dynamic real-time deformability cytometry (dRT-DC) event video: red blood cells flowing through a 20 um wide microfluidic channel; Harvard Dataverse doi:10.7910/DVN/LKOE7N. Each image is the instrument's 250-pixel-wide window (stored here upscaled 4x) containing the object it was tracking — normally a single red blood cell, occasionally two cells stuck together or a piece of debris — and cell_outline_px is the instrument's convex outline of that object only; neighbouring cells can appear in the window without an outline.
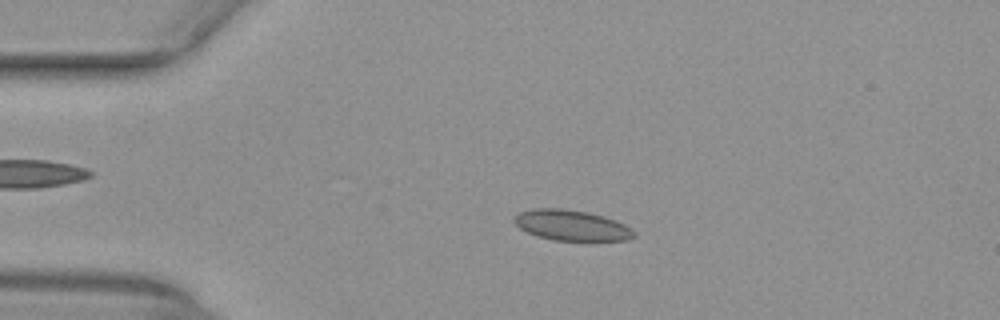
{"species": "common noctule bat (a hibernating species)", "species_latin": "Nyctalus noctula", "temperature_condition": "warm", "stored_images_in_passage": 20, "camera_frame_rate_fps": 3000, "um_per_image_px": 0.085, "animal": {"sex": "female", "body_mass_g": 29.2, "forearm_length_mm": 56.3}, "frame": {"image": 1, "passage_image": 5, "time_ms": 1.333, "image_size_px": [1000, 320], "cell_outline_px": [[636, 236], [628, 240], [552, 240], [536, 236], [520, 228], [512, 220], [520, 212], [532, 208], [560, 208], [588, 212], [604, 216], [616, 220], [632, 228], [636, 232]], "centroid_in_image_um": [48.6, 19.15], "position_along_channel_um": 36.4, "area_um2": 21.39}}
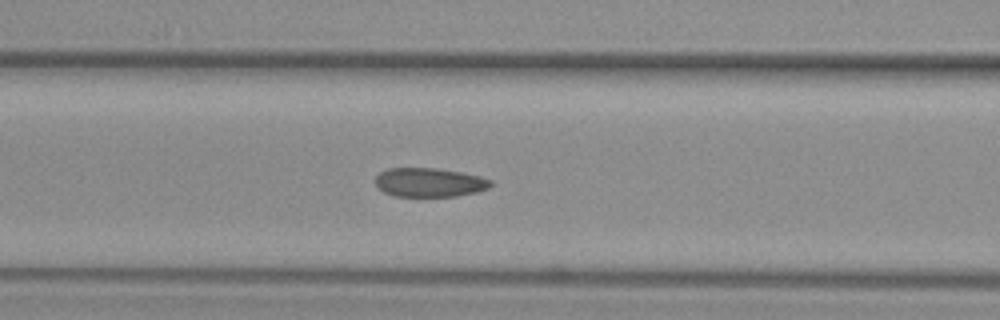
{"frame": {"image": 2, "passage_image": 15, "time_ms": 4.667, "image_size_px": [1000, 320], "cell_outline_px": [[492, 184], [488, 188], [476, 192], [456, 196], [396, 196], [384, 192], [376, 184], [376, 176], [380, 172], [388, 168], [436, 168], [464, 172], [480, 176], [492, 180]], "centroid_in_image_um": [36.53, 15.49], "position_along_channel_um": 130.1, "area_um2": 19.48}}
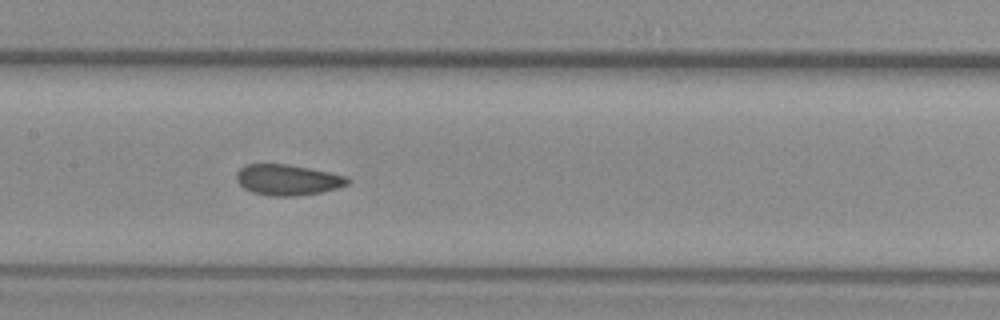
{"frame": {"image": 3, "passage_image": 19, "time_ms": 6.0, "image_size_px": [1000, 320], "cell_outline_px": [[348, 184], [340, 188], [320, 192], [296, 196], [268, 196], [252, 192], [244, 188], [236, 180], [236, 172], [244, 164], [288, 164], [348, 176]], "centroid_in_image_um": [24.43, 15.29], "position_along_channel_um": 183.0, "area_um2": 20.0}}